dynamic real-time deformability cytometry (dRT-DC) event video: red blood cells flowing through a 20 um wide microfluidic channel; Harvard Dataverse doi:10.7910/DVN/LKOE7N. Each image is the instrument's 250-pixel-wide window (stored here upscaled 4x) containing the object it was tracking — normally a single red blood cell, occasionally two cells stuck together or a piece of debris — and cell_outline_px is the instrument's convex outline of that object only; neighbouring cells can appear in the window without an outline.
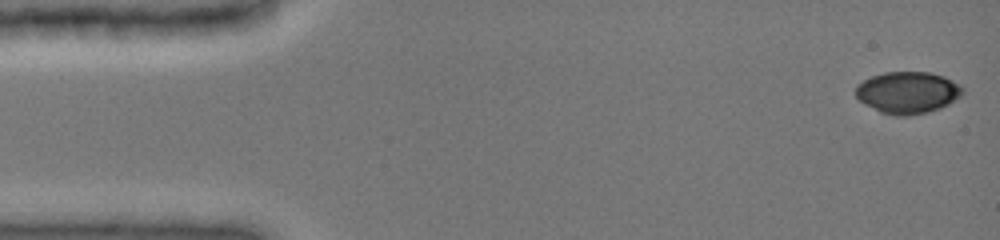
{"species": "common noctule bat (a hibernating species)", "species_latin": "Nyctalus noctula", "temperature_condition": "cold", "stored_images_in_passage": 23, "camera_frame_rate_fps": 3000, "um_per_image_px": 0.085, "animal": {"sex": "female", "body_mass_g": 19.0, "forearm_length_mm": 51.5}, "frame": {"image": 1, "passage_image": 1, "time_ms": 0.0, "image_size_px": [1000, 240], "cell_outline_px": [[964, 92], [960, 96], [948, 104], [940, 108], [928, 112], [908, 116], [892, 116], [880, 112], [864, 104], [856, 96], [856, 84], [872, 76], [884, 72], [932, 72], [944, 76], [960, 84], [964, 88]], "centroid_in_image_um": [77.16, 7.87], "position_along_channel_um": 7.8, "area_um2": 26.3}}
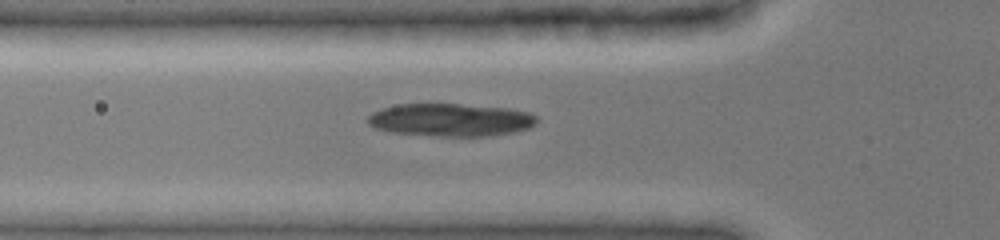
{"frame": {"image": 2, "passage_image": 17, "time_ms": 5.0, "image_size_px": [1000, 240], "cell_outline_px": [[540, 120], [532, 128], [516, 132], [488, 136], [440, 136], [392, 132], [376, 128], [368, 124], [368, 116], [372, 112], [380, 108], [400, 104], [460, 104], [508, 108], [528, 112], [536, 116]], "centroid_in_image_um": [38.35, 10.19], "position_along_channel_um": 87.4, "area_um2": 32.54}}
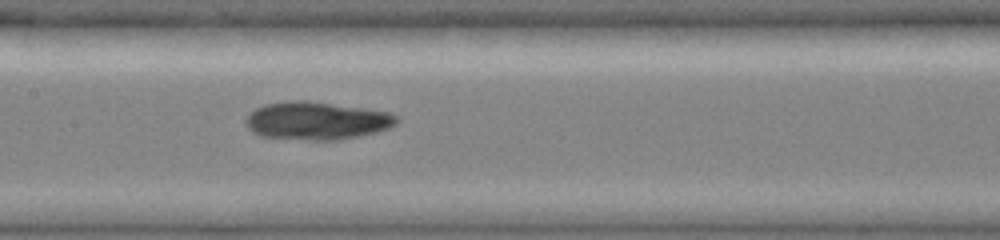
{"frame": {"image": 3, "passage_image": 23, "time_ms": 7.333, "image_size_px": [1000, 240], "cell_outline_px": [[400, 120], [396, 124], [388, 128], [376, 132], [360, 136], [340, 140], [312, 140], [260, 136], [252, 132], [244, 124], [248, 116], [256, 108], [264, 104], [292, 100], [304, 100], [388, 112], [396, 116]], "centroid_in_image_um": [26.9, 10.27], "position_along_channel_um": 180.5, "area_um2": 33.12}}